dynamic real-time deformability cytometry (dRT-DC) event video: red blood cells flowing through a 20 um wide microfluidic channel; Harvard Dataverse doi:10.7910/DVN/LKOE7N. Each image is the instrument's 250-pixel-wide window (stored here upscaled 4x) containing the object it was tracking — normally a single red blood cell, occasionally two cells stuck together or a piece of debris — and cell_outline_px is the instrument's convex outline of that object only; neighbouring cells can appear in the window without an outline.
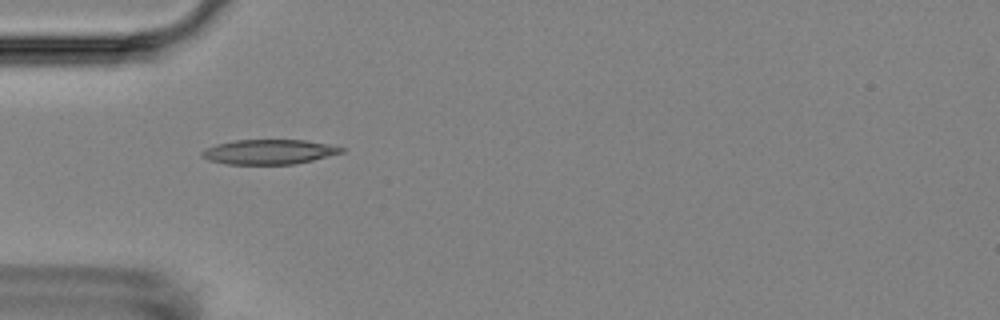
{"species": "Egyptian fruit bat (a non-hibernating species)", "species_latin": "Rousettus aegyptiacus", "temperature_condition": "room temperature", "stored_images_in_passage": 6, "camera_frame_rate_fps": 3000, "um_per_image_px": 0.085, "animal": {"sex": "female"}, "frame": {"image": 1, "passage_image": 5, "time_ms": 4.667, "image_size_px": [1000, 320], "cell_outline_px": [[344, 152], [312, 160], [292, 164], [228, 164], [208, 160], [200, 156], [200, 152], [216, 144], [236, 140], [308, 140], [328, 144], [344, 148]], "centroid_in_image_um": [22.85, 12.9], "position_along_channel_um": 62.1, "area_um2": 20.0}}
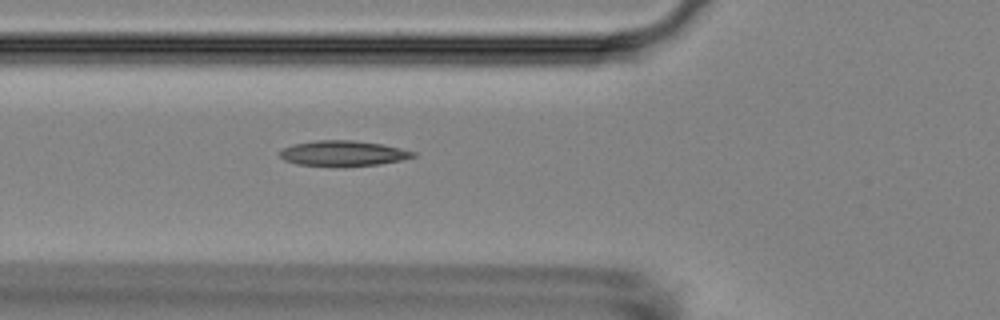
{"frame": {"image": 2, "passage_image": 6, "time_ms": 5.667, "image_size_px": [1000, 320], "cell_outline_px": [[416, 156], [400, 160], [376, 164], [296, 164], [284, 160], [280, 156], [280, 152], [284, 148], [296, 144], [316, 140], [352, 140], [380, 144], [400, 148], [416, 152]], "centroid_in_image_um": [29.17, 13.0], "position_along_channel_um": 96.6, "area_um2": 18.67}}